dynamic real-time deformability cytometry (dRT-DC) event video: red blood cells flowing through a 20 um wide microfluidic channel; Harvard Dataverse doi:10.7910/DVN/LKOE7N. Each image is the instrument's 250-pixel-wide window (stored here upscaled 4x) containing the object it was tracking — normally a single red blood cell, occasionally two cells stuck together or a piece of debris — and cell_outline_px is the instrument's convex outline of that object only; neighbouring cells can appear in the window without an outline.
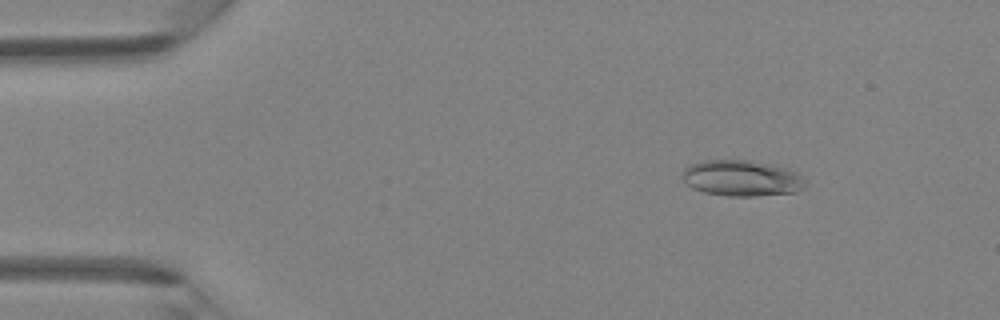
{"species": "Egyptian fruit bat (a non-hibernating species)", "species_latin": "Rousettus aegyptiacus", "temperature_condition": "room temperature", "stored_images_in_passage": 45, "camera_frame_rate_fps": 3000, "um_per_image_px": 0.085, "animal": {"sex": "female"}, "frame": {"image": 1, "passage_image": 6, "time_ms": 1.667, "image_size_px": [1000, 320], "cell_outline_px": [[808, 184], [804, 188], [796, 192], [756, 196], [728, 196], [704, 192], [692, 188], [680, 176], [684, 168], [688, 164], [704, 160], [752, 160], [772, 164], [788, 168], [800, 176]], "centroid_in_image_um": [63.03, 15.14], "position_along_channel_um": 22.0, "area_um2": 26.07}}
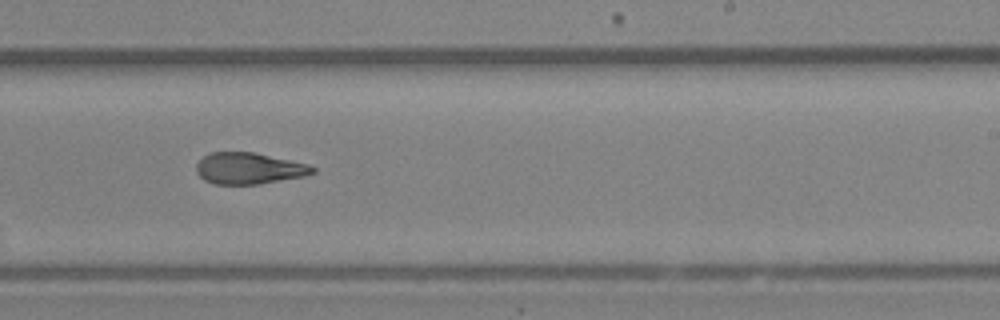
{"frame": {"image": 2, "passage_image": 28, "time_ms": 9.0, "image_size_px": [1000, 320], "cell_outline_px": [[316, 172], [304, 176], [260, 184], [216, 184], [204, 180], [196, 172], [196, 164], [204, 156], [212, 152], [252, 152], [312, 164], [316, 168]], "centroid_in_image_um": [21.2, 14.31], "position_along_channel_um": 267.8, "area_um2": 21.39}}
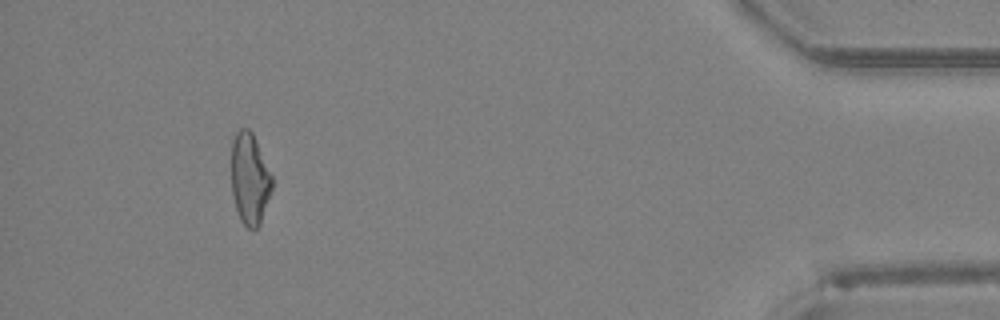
{"frame": {"image": 3, "passage_image": 42, "time_ms": 13.667, "image_size_px": [1000, 320], "cell_outline_px": [[272, 188], [260, 224], [256, 228], [248, 228], [240, 220], [236, 208], [232, 192], [232, 140], [236, 132], [240, 128], [248, 128], [252, 132], [256, 140], [272, 176]], "centroid_in_image_um": [21.22, 15.18], "position_along_channel_um": 414.0, "area_um2": 21.44}}